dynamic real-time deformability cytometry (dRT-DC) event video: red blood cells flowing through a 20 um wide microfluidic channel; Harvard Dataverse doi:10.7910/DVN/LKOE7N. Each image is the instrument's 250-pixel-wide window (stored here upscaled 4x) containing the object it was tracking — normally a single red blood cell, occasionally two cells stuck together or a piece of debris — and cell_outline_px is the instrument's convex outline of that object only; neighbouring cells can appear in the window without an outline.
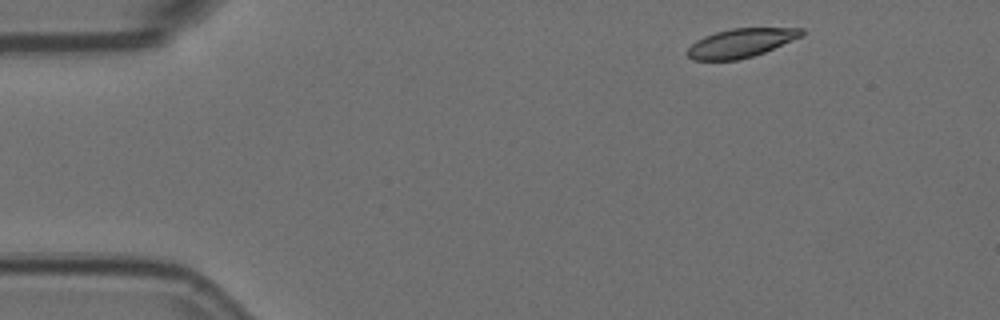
{"species": "Egyptian fruit bat (a non-hibernating species)", "species_latin": "Rousettus aegyptiacus", "temperature_condition": "room temperature", "stored_images_in_passage": 3, "camera_frame_rate_fps": 3000, "um_per_image_px": 0.085, "animal": {"sex": "female"}, "frame": {"image": 1, "passage_image": 1, "time_ms": 0.0, "image_size_px": [1000, 320], "cell_outline_px": [[804, 36], [764, 52], [752, 56], [736, 60], [692, 60], [688, 56], [688, 48], [696, 40], [704, 36], [716, 32], [732, 28], [804, 28]], "centroid_in_image_um": [63.0, 3.65], "position_along_channel_um": 22.0, "area_um2": 19.13}}